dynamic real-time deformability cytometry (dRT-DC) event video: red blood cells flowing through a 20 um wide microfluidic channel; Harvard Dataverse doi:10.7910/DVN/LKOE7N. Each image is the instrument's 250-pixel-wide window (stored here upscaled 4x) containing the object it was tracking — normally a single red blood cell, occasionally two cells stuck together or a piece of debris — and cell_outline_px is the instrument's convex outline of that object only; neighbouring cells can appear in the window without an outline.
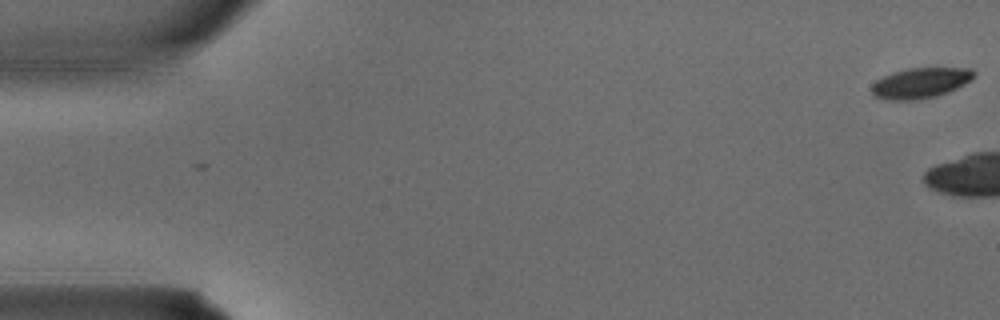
{"species": "common noctule bat (a hibernating species)", "species_latin": "Nyctalus noctula", "temperature_condition": "warm", "stored_images_in_passage": 5, "camera_frame_rate_fps": 3000, "um_per_image_px": 0.085, "animal": {"sex": "male", "body_mass_g": 15.6}, "frame": {"image": 1, "passage_image": 1, "time_ms": 0.0, "image_size_px": [1000, 320], "cell_outline_px": [[976, 72], [972, 80], [948, 92], [936, 96], [916, 100], [888, 100], [872, 96], [872, 84], [876, 80], [892, 72], [908, 68], [972, 68]], "centroid_in_image_um": [78.24, 7.05], "position_along_channel_um": 6.8, "area_um2": 18.26}}
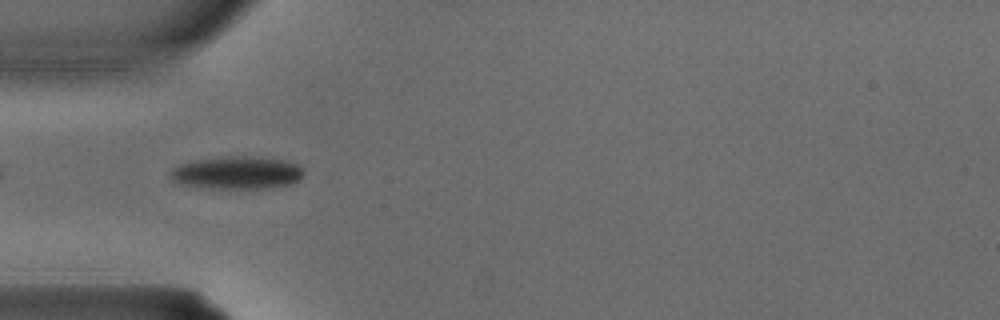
{"frame": {"image": 2, "passage_image": 5, "time_ms": 1.333, "image_size_px": [1000, 320], "cell_outline_px": [[304, 176], [300, 180], [292, 184], [268, 188], [200, 188], [176, 184], [168, 176], [168, 172], [172, 168], [180, 164], [196, 160], [232, 156], [244, 156], [284, 160], [296, 164], [304, 168]], "centroid_in_image_um": [20.11, 14.7], "position_along_channel_um": 64.9, "area_um2": 25.78}}